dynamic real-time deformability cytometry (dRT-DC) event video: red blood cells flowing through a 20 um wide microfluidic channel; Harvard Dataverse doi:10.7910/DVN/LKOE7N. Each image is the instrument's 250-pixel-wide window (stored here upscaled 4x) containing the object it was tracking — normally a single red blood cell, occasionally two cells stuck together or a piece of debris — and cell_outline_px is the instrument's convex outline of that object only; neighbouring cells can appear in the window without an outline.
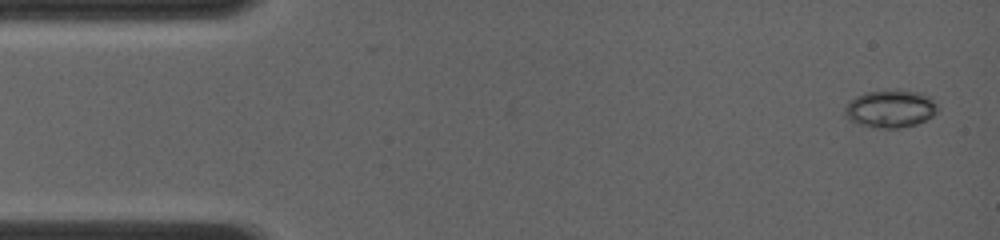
{"species": "common noctule bat (a hibernating species)", "species_latin": "Nyctalus noctula", "temperature_condition": "room temperature", "stored_images_in_passage": 6, "camera_frame_rate_fps": 4000, "um_per_image_px": 0.085, "animal": {"sex": "female", "body_mass_g": 19.0, "forearm_length_mm": 56.7}, "frame": {"image": 1, "passage_image": 1, "time_ms": 0.0, "image_size_px": [1000, 240], "cell_outline_px": [[936, 112], [932, 116], [916, 124], [900, 128], [876, 128], [860, 124], [848, 120], [844, 112], [844, 108], [848, 100], [864, 92], [896, 88], [920, 92], [932, 96], [936, 104]], "centroid_in_image_um": [75.66, 9.21], "position_along_channel_um": 9.3, "area_um2": 20.87}}